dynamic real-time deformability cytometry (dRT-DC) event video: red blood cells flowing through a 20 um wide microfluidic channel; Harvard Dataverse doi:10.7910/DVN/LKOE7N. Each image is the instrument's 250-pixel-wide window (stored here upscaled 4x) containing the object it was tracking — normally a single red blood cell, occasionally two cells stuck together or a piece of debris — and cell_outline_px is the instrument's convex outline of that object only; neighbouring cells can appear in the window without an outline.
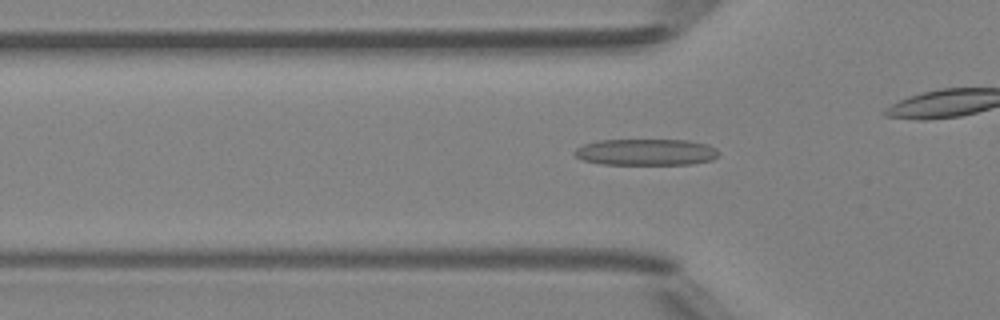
{"species": "Egyptian fruit bat (a non-hibernating species)", "species_latin": "Rousettus aegyptiacus", "temperature_condition": "room temperature", "stored_images_in_passage": 39, "camera_frame_rate_fps": 3000, "um_per_image_px": 0.085, "animal": {"sex": "female"}, "frame": {"image": 1, "passage_image": 15, "time_ms": 4.667, "image_size_px": [1000, 320], "cell_outline_px": [[720, 156], [712, 160], [692, 164], [600, 164], [584, 160], [576, 156], [572, 152], [576, 148], [584, 144], [596, 140], [688, 140], [708, 144], [716, 148], [720, 152]], "centroid_in_image_um": [54.95, 12.93], "position_along_channel_um": 70.9, "area_um2": 22.43}}
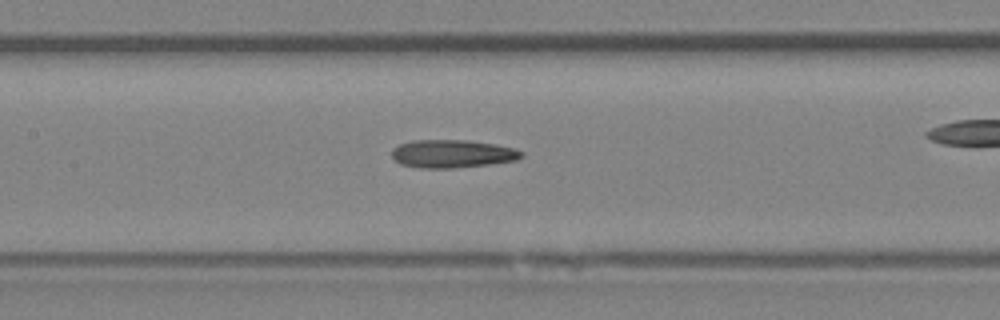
{"frame": {"image": 2, "passage_image": 22, "time_ms": 7.0, "image_size_px": [1000, 320], "cell_outline_px": [[524, 156], [516, 160], [488, 164], [452, 168], [420, 168], [400, 164], [392, 156], [392, 148], [400, 144], [412, 140], [468, 140], [496, 144], [516, 148], [524, 152]], "centroid_in_image_um": [38.47, 13.06], "position_along_channel_um": 168.9, "area_um2": 21.27}}
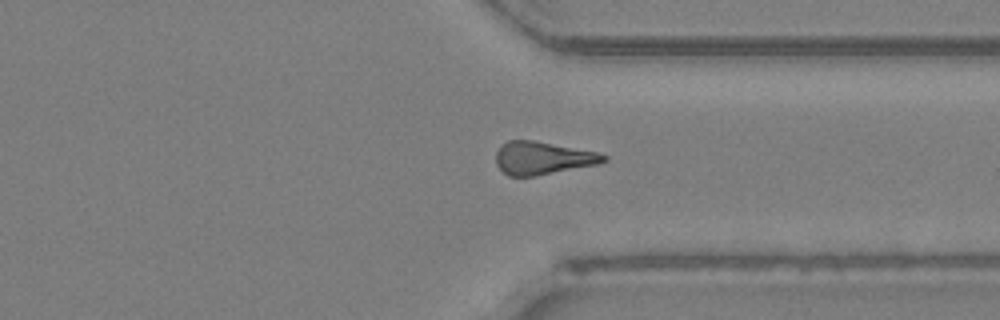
{"frame": {"image": 3, "passage_image": 36, "time_ms": 11.667, "image_size_px": [1000, 320], "cell_outline_px": [[608, 160], [600, 164], [532, 176], [508, 176], [496, 164], [496, 152], [500, 144], [508, 140], [536, 140], [600, 152], [608, 156]], "centroid_in_image_um": [46.16, 13.41], "position_along_channel_um": 365.2, "area_um2": 20.92}}